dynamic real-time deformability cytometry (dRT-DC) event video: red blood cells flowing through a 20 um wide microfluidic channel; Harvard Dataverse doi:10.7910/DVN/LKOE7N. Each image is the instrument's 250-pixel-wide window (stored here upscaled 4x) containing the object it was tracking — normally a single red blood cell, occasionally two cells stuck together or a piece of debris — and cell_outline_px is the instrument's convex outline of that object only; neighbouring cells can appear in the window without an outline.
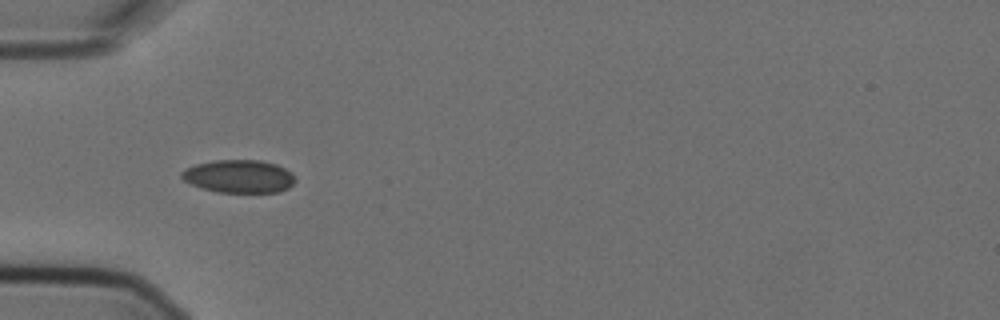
{"species": "Egyptian fruit bat (a non-hibernating species)", "species_latin": "Rousettus aegyptiacus", "temperature_condition": "cold", "stored_images_in_passage": 7, "camera_frame_rate_fps": 3000, "um_per_image_px": 0.085, "animal": {"sex": "female"}, "frame": {"image": 1, "passage_image": 5, "time_ms": 1.333, "image_size_px": [1000, 320], "cell_outline_px": [[296, 180], [288, 188], [280, 192], [216, 192], [200, 188], [184, 180], [180, 176], [180, 172], [196, 164], [212, 160], [260, 160], [276, 164], [292, 172]], "centroid_in_image_um": [20.32, 14.99], "position_along_channel_um": 64.7, "area_um2": 21.91}}
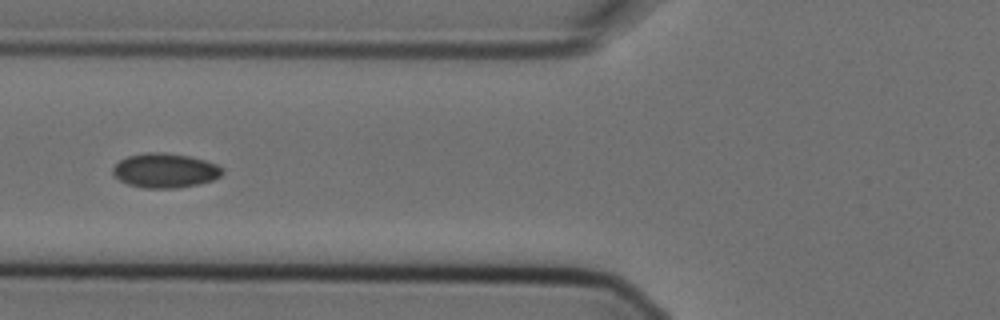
{"frame": {"image": 2, "passage_image": 6, "time_ms": 1.667, "image_size_px": [1000, 320], "cell_outline_px": [[224, 172], [220, 176], [212, 180], [200, 184], [176, 188], [144, 188], [128, 184], [120, 180], [112, 172], [112, 168], [120, 160], [128, 156], [144, 152], [164, 152], [188, 156], [204, 160], [216, 164], [224, 168]], "centroid_in_image_um": [14.04, 14.49], "position_along_channel_um": 111.8, "area_um2": 22.02}}
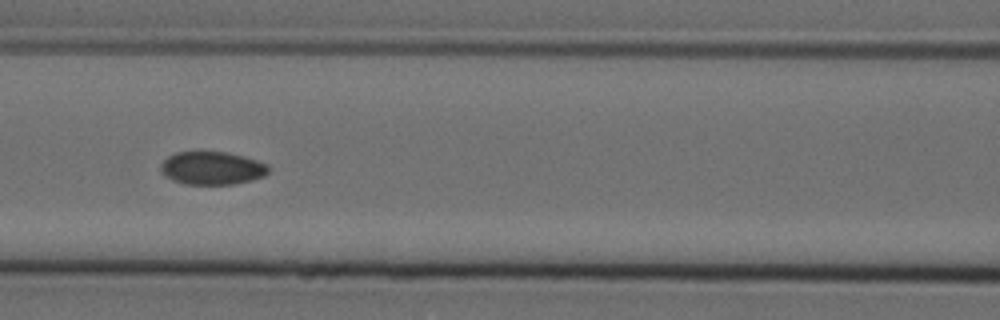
{"frame": {"image": 3, "passage_image": 7, "time_ms": 2.0, "image_size_px": [1000, 320], "cell_outline_px": [[268, 172], [264, 176], [252, 180], [232, 184], [184, 184], [172, 180], [164, 176], [160, 172], [160, 164], [168, 156], [176, 152], [228, 152], [244, 156], [268, 164]], "centroid_in_image_um": [17.99, 14.29], "position_along_channel_um": 148.6, "area_um2": 20.87}}